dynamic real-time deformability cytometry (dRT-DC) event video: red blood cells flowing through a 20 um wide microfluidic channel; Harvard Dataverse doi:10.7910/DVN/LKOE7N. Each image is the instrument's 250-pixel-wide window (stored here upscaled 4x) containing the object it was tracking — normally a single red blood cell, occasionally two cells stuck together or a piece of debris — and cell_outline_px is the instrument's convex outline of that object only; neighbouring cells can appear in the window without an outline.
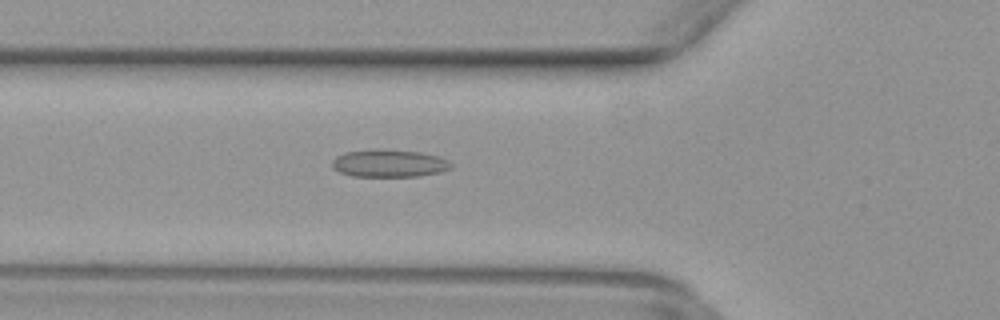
{"species": "common noctule bat (a hibernating species)", "species_latin": "Nyctalus noctula", "temperature_condition": "warm", "stored_images_in_passage": 35, "camera_frame_rate_fps": 3000, "um_per_image_px": 0.085, "animal": {"sex": "female", "body_mass_g": 29.2, "forearm_length_mm": 56.3}, "frame": {"image": 1, "passage_image": 2, "time_ms": 0.333, "image_size_px": [1000, 320], "cell_outline_px": [[452, 168], [440, 172], [420, 176], [352, 176], [340, 172], [332, 164], [332, 160], [336, 156], [344, 152], [420, 152], [440, 156], [452, 164]], "centroid_in_image_um": [33.13, 13.93], "position_along_channel_um": 92.7, "area_um2": 18.09}}
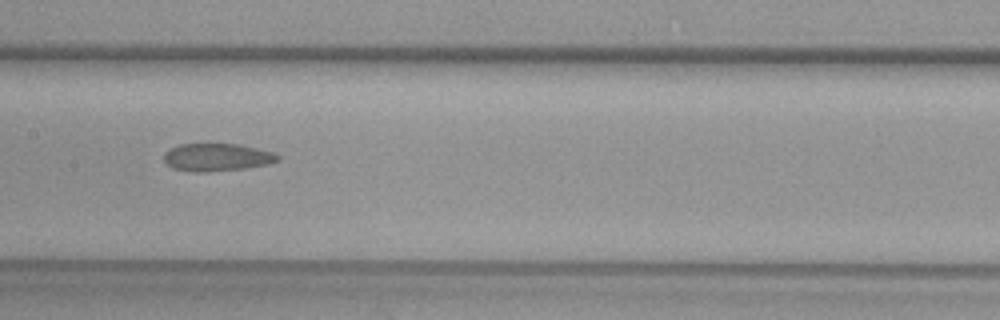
{"frame": {"image": 2, "passage_image": 9, "time_ms": 2.667, "image_size_px": [1000, 320], "cell_outline_px": [[280, 160], [268, 164], [244, 168], [208, 172], [196, 172], [172, 168], [164, 160], [164, 152], [180, 144], [240, 144], [276, 152], [280, 156]], "centroid_in_image_um": [18.49, 13.36], "position_along_channel_um": 188.9, "area_um2": 18.44}}
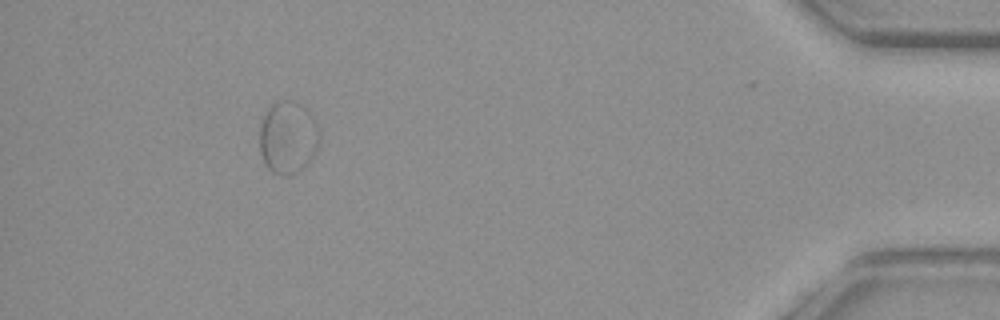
{"frame": {"image": 3, "passage_image": 30, "time_ms": 9.667, "image_size_px": [1000, 320], "cell_outline_px": [[320, 136], [316, 148], [312, 156], [304, 168], [288, 176], [280, 176], [272, 172], [264, 164], [260, 152], [260, 124], [268, 108], [276, 100], [292, 100], [300, 104], [316, 120]], "centroid_in_image_um": [24.45, 11.69], "position_along_channel_um": 410.7, "area_um2": 25.43}}